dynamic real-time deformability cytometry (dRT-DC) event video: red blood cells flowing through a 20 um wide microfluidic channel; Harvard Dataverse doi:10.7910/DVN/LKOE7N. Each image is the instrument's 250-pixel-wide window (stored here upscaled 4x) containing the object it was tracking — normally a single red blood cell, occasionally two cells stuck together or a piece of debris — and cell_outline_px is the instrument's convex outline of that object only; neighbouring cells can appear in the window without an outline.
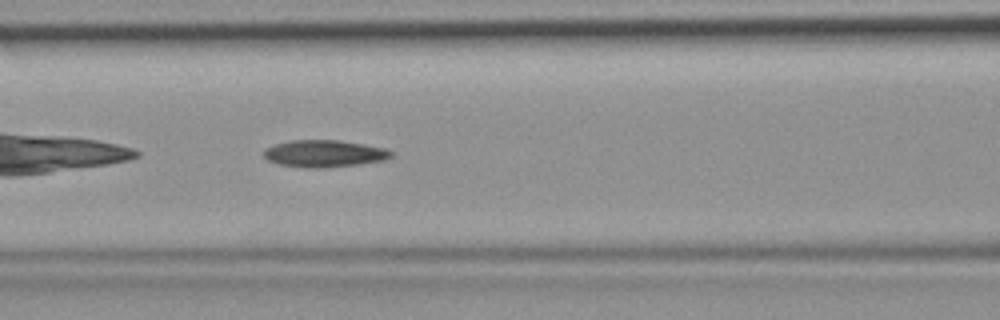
{"species": "common noctule bat (a hibernating species)", "species_latin": "Nyctalus noctula", "temperature_condition": "room temperature", "stored_images_in_passage": 17, "camera_frame_rate_fps": 3000, "um_per_image_px": 0.085, "animal": {"sex": "female", "body_mass_g": 19.9}, "frame": {"image": 1, "passage_image": 6, "time_ms": 1.667, "image_size_px": [1000, 320], "cell_outline_px": [[392, 156], [384, 160], [356, 164], [324, 168], [308, 168], [276, 164], [268, 160], [264, 156], [264, 148], [276, 144], [292, 140], [340, 140], [364, 144], [384, 148], [392, 152]], "centroid_in_image_um": [27.53, 13.05], "position_along_channel_um": 139.1, "area_um2": 20.0}}